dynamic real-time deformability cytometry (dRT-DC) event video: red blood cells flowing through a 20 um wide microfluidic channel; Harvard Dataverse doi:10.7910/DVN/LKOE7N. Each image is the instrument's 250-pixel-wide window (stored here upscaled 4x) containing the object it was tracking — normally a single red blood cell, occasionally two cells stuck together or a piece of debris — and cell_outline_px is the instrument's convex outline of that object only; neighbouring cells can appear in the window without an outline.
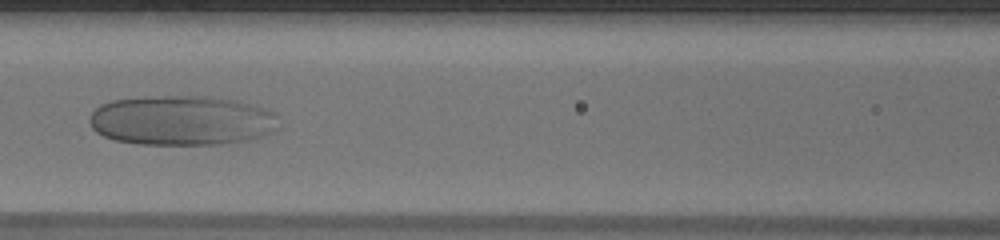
{"species": "human", "species_latin": "Homo sapiens", "temperature_condition": "warm", "stored_images_in_passage": 19, "camera_frame_rate_fps": 3000, "um_per_image_px": 0.085, "donor": {"sex": "male"}, "frame": {"image": 1, "passage_image": 9, "time_ms": 2.667, "image_size_px": [1000, 240], "cell_outline_px": [[280, 128], [264, 136], [248, 140], [220, 144], [140, 144], [116, 140], [104, 136], [96, 132], [92, 128], [88, 120], [92, 112], [100, 104], [112, 100], [164, 96], [204, 96], [232, 100], [264, 108], [272, 112], [276, 116]], "centroid_in_image_um": [15.45, 10.25], "position_along_channel_um": 151.2, "area_um2": 54.79}}
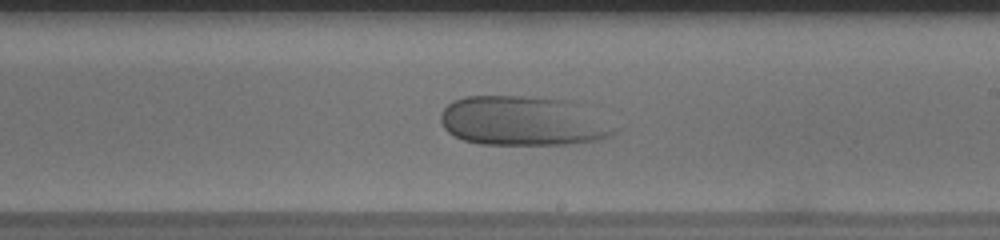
{"frame": {"image": 2, "passage_image": 16, "time_ms": 5.0, "image_size_px": [1000, 240], "cell_outline_px": [[624, 128], [612, 136], [596, 140], [568, 144], [480, 144], [464, 140], [448, 132], [444, 128], [440, 120], [440, 112], [452, 100], [464, 96], [524, 96], [572, 100], [580, 104]], "centroid_in_image_um": [44.54, 10.27], "position_along_channel_um": 244.5, "area_um2": 51.1}}
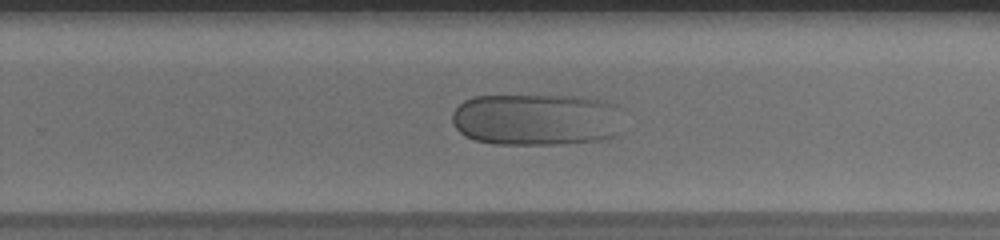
{"frame": {"image": 3, "passage_image": 19, "time_ms": 6.0, "image_size_px": [1000, 240], "cell_outline_px": [[620, 132], [616, 136], [600, 140], [560, 144], [496, 144], [476, 140], [464, 136], [452, 124], [452, 112], [464, 100], [476, 96], [576, 96], [604, 100], [616, 104]], "centroid_in_image_um": [45.57, 10.16], "position_along_channel_um": 284.2, "area_um2": 52.08}}